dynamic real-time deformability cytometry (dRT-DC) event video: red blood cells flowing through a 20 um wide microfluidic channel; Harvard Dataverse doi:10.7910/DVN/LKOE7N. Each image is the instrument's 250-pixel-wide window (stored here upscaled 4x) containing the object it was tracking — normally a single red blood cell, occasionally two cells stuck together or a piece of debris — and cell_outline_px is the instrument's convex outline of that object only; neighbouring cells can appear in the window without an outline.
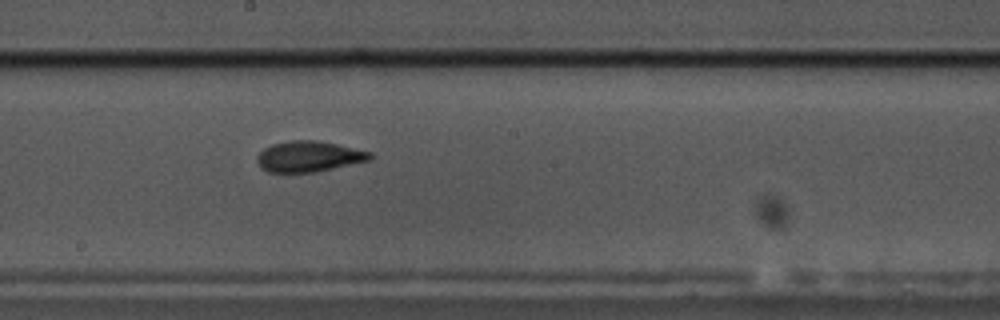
{"species": "common noctule bat (a hibernating species)", "species_latin": "Nyctalus noctula", "temperature_condition": "cold", "stored_images_in_passage": 48, "camera_frame_rate_fps": 3000, "um_per_image_px": 0.085, "animal": {"sex": "male", "body_mass_g": 17.5, "forearm_length_mm": 52.3}, "frame": {"image": 1, "passage_image": 20, "time_ms": 6.333, "image_size_px": [1000, 320], "cell_outline_px": [[372, 160], [316, 172], [268, 172], [260, 168], [256, 160], [256, 156], [264, 148], [272, 144], [292, 140], [316, 140], [336, 144], [372, 152]], "centroid_in_image_um": [26.25, 13.3], "position_along_channel_um": 222.0, "area_um2": 20.35}}
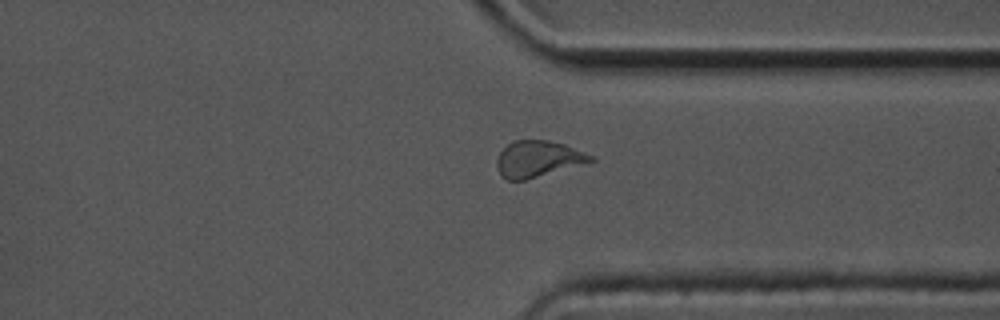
{"frame": {"image": 2, "passage_image": 33, "time_ms": 10.667, "image_size_px": [1000, 320], "cell_outline_px": [[596, 160], [524, 180], [508, 180], [500, 176], [496, 168], [496, 160], [500, 152], [512, 140], [548, 140], [564, 144], [584, 152], [592, 156]], "centroid_in_image_um": [45.67, 13.5], "position_along_channel_um": 365.7, "area_um2": 19.65}}
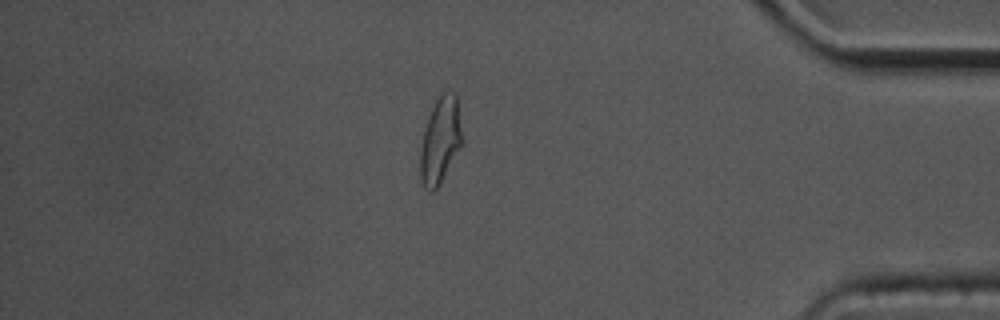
{"frame": {"image": 3, "passage_image": 39, "time_ms": 12.667, "image_size_px": [1000, 320], "cell_outline_px": [[464, 144], [440, 184], [432, 192], [428, 192], [424, 188], [420, 180], [420, 148], [424, 128], [428, 116], [436, 100], [448, 88], [456, 96], [464, 140]], "centroid_in_image_um": [37.44, 11.97], "position_along_channel_um": 397.8, "area_um2": 21.62}, "authors_computed_cell_mechanics": {"area_um2": 20.3167, "velocity_mm_per_s": 3.3185, "shape_relaxation_time_tau1_ms": 4.4117, "shape_relaxation_time_tau2_ms": 2.7298, "deformation_change_tau1": 0.1458, "deformation_change_tau2": 0.094}}